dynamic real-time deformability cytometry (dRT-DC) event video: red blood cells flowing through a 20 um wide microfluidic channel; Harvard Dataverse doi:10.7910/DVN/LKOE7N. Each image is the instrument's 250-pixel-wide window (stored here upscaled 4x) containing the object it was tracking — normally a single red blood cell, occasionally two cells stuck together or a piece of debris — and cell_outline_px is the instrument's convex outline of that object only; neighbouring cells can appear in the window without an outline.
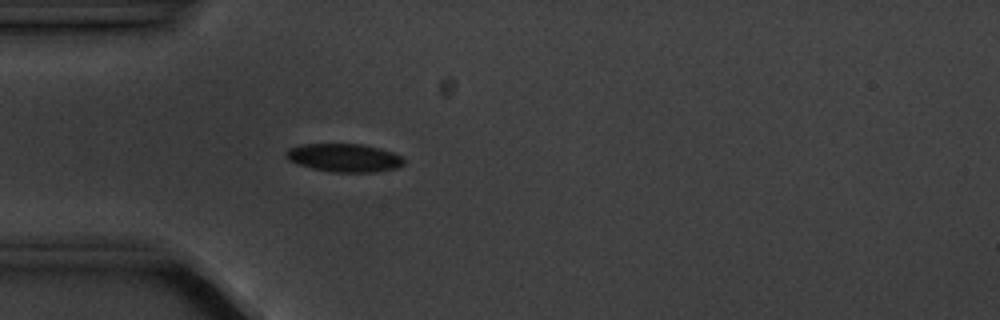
{"species": "common noctule bat (a hibernating species)", "species_latin": "Nyctalus noctula", "temperature_condition": "cold", "stored_images_in_passage": 5, "camera_frame_rate_fps": 3000, "um_per_image_px": 0.085, "animal": {"sex": "male", "body_mass_g": 20.1, "forearm_length_mm": 53.5}, "frame": {"image": 1, "passage_image": 5, "time_ms": 4.667, "image_size_px": [1000, 320], "cell_outline_px": [[404, 164], [396, 168], [372, 172], [332, 172], [312, 168], [288, 160], [284, 156], [284, 152], [288, 148], [300, 144], [364, 144], [380, 148], [392, 152], [400, 156], [404, 160]], "centroid_in_image_um": [29.22, 13.4], "position_along_channel_um": 55.8, "area_um2": 19.42}}